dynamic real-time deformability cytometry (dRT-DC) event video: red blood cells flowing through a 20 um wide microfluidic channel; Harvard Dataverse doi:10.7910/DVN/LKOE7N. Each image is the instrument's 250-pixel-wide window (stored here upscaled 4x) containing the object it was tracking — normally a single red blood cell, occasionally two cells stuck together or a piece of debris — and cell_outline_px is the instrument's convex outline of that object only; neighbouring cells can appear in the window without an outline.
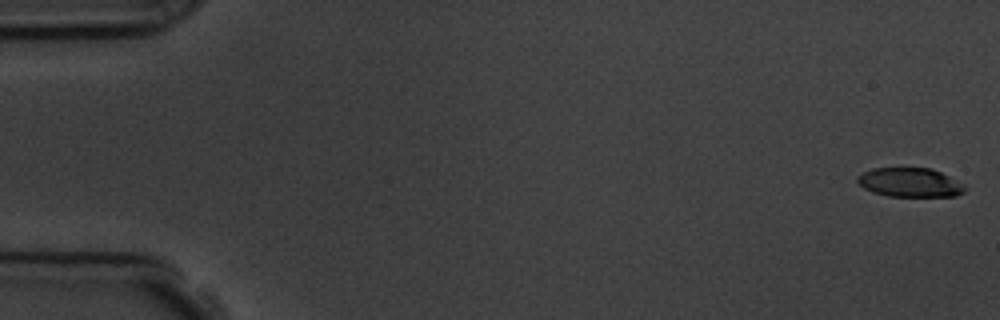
{"species": "common noctule bat (a hibernating species)", "species_latin": "Nyctalus noctula", "temperature_condition": "room temperature", "stored_images_in_passage": 6, "camera_frame_rate_fps": 3000, "um_per_image_px": 0.085, "animal": {"sex": "male", "body_mass_g": 19.5, "forearm_length_mm": 54.6}, "frame": {"image": 1, "passage_image": 1, "time_ms": 0.0, "image_size_px": [1000, 320], "cell_outline_px": [[964, 192], [956, 196], [888, 196], [872, 192], [864, 188], [856, 180], [856, 176], [872, 168], [932, 168], [964, 184]], "centroid_in_image_um": [77.32, 15.51], "position_along_channel_um": 7.7, "area_um2": 18.15}}